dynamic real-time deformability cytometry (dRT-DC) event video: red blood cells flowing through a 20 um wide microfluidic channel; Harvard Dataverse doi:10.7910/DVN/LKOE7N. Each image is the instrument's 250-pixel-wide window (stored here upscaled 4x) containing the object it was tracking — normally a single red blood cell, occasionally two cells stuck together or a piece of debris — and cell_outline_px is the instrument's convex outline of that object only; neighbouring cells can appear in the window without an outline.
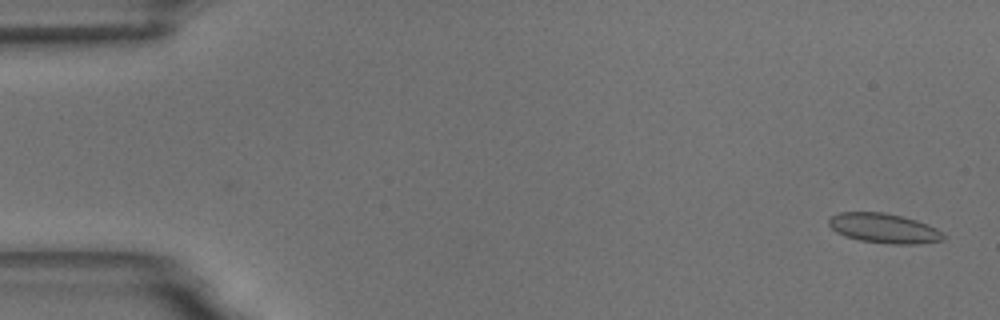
{"species": "common noctule bat (a hibernating species)", "species_latin": "Nyctalus noctula", "temperature_condition": "room temperature", "stored_images_in_passage": 56, "camera_frame_rate_fps": 3000, "um_per_image_px": 0.085, "animal": {"sex": "male", "body_mass_g": 18.8}, "frame": {"image": 1, "passage_image": 2, "time_ms": 0.333, "image_size_px": [1000, 320], "cell_outline_px": [[944, 240], [920, 244], [892, 244], [860, 240], [844, 236], [836, 232], [828, 224], [828, 220], [832, 216], [840, 212], [884, 212], [916, 220], [928, 224], [936, 228], [944, 236]], "centroid_in_image_um": [75.13, 19.4], "position_along_channel_um": 9.9, "area_um2": 19.77}}
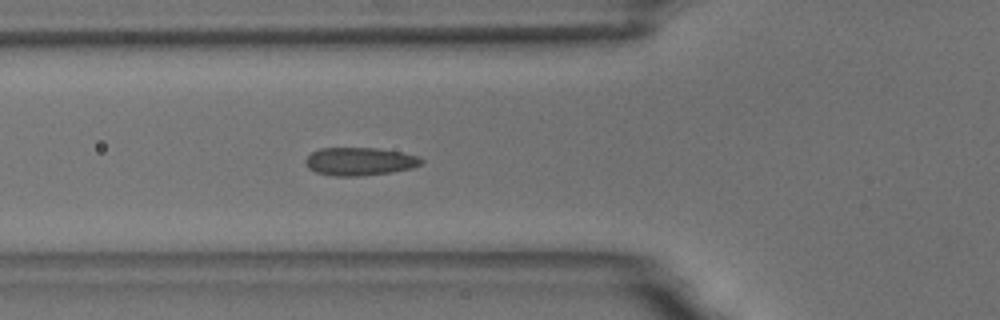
{"frame": {"image": 2, "passage_image": 20, "time_ms": 6.333, "image_size_px": [1000, 320], "cell_outline_px": [[424, 160], [420, 164], [412, 168], [392, 172], [360, 176], [332, 176], [316, 172], [308, 168], [304, 164], [304, 160], [312, 152], [320, 148], [376, 148], [400, 152], [420, 156]], "centroid_in_image_um": [30.55, 13.72], "position_along_channel_um": 95.2, "area_um2": 19.02}}
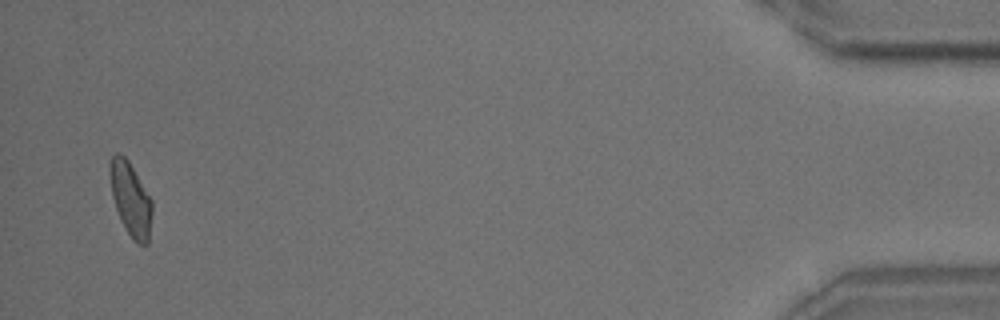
{"frame": {"image": 3, "passage_image": 54, "time_ms": 17.667, "image_size_px": [1000, 320], "cell_outline_px": [[152, 212], [148, 244], [140, 244], [132, 240], [120, 220], [112, 196], [108, 168], [112, 156], [116, 152], [120, 152], [128, 160], [152, 200]], "centroid_in_image_um": [11.09, 16.91], "position_along_channel_um": 424.1, "area_um2": 18.15}, "authors_computed_cell_mechanics": {"area_um2": 18.5827, "velocity_mm_per_s": 3.636, "shape_relaxation_time_tau1_ms": 7.1618, "shape_relaxation_time_tau2_ms": 0.7593, "deformation_change_tau1": 0.1624, "deformation_change_tau2": 0.0748}}